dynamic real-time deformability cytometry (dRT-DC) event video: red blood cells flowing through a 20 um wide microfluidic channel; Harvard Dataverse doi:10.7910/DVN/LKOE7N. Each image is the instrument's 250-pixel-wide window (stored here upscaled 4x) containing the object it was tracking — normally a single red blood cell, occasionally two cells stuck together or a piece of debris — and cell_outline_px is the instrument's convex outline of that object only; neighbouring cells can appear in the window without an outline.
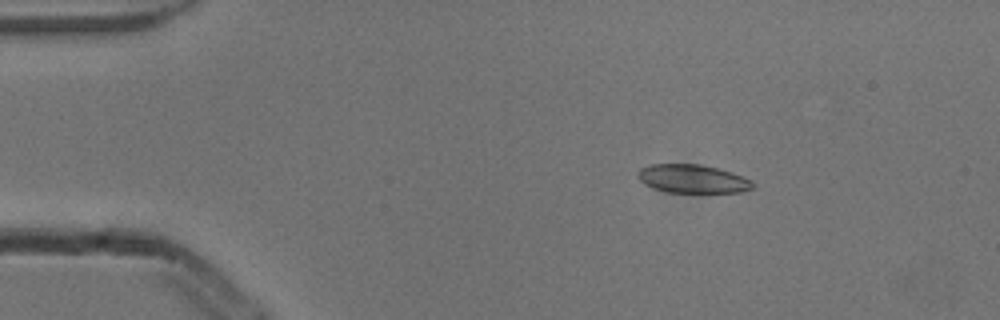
{"species": "common noctule bat (a hibernating species)", "species_latin": "Nyctalus noctula", "temperature_condition": "cold", "stored_images_in_passage": 5, "camera_frame_rate_fps": 3000, "um_per_image_px": 0.085, "animal": {"sex": "male", "body_mass_g": 13.3}, "frame": {"image": 1, "passage_image": 2, "time_ms": 0.333, "image_size_px": [1000, 320], "cell_outline_px": [[756, 184], [752, 188], [740, 192], [668, 192], [644, 184], [636, 176], [636, 172], [640, 168], [648, 164], [700, 164], [732, 172], [752, 180]], "centroid_in_image_um": [58.85, 15.19], "position_along_channel_um": 26.1, "area_um2": 19.07}}